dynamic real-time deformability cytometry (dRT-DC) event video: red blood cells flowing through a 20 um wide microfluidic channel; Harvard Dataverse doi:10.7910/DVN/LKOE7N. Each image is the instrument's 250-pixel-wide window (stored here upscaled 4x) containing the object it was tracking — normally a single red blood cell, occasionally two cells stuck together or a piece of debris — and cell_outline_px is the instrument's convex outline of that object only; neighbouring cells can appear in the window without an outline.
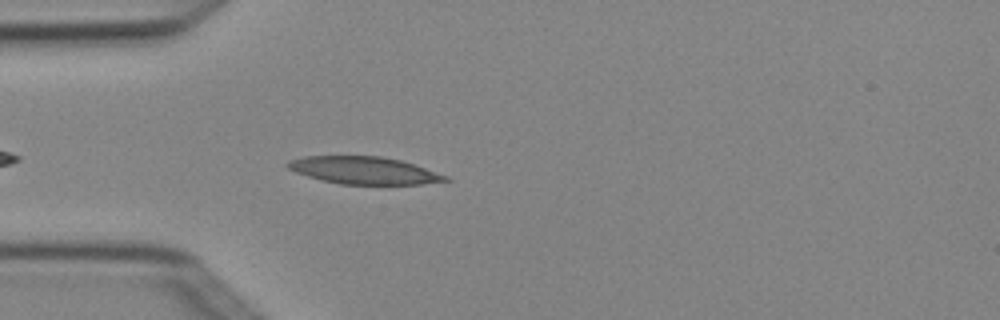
{"species": "Egyptian fruit bat (a non-hibernating species)", "species_latin": "Rousettus aegyptiacus", "temperature_condition": "cold", "stored_images_in_passage": 4, "camera_frame_rate_fps": 3000, "um_per_image_px": 0.085, "animal": {"sex": "female"}, "frame": {"image": 1, "passage_image": 4, "time_ms": 1.0, "image_size_px": [1000, 320], "cell_outline_px": [[452, 180], [424, 184], [340, 184], [320, 180], [296, 172], [288, 168], [284, 164], [288, 160], [304, 156], [380, 156], [400, 160], [448, 176]], "centroid_in_image_um": [30.9, 14.48], "position_along_channel_um": 54.1, "area_um2": 25.09}}